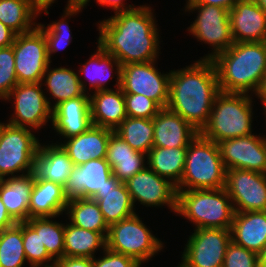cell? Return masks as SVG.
Here are the masks:
<instances>
[{
	"mask_svg": "<svg viewBox=\"0 0 266 267\" xmlns=\"http://www.w3.org/2000/svg\"><path fill=\"white\" fill-rule=\"evenodd\" d=\"M150 5H138L98 21L97 42L113 55L121 66L158 60L160 30Z\"/></svg>",
	"mask_w": 266,
	"mask_h": 267,
	"instance_id": "cell-1",
	"label": "cell"
},
{
	"mask_svg": "<svg viewBox=\"0 0 266 267\" xmlns=\"http://www.w3.org/2000/svg\"><path fill=\"white\" fill-rule=\"evenodd\" d=\"M220 92L213 61L198 59L186 67L171 70L167 108L200 132Z\"/></svg>",
	"mask_w": 266,
	"mask_h": 267,
	"instance_id": "cell-2",
	"label": "cell"
},
{
	"mask_svg": "<svg viewBox=\"0 0 266 267\" xmlns=\"http://www.w3.org/2000/svg\"><path fill=\"white\" fill-rule=\"evenodd\" d=\"M212 61L221 92L259 95L266 79V42L234 43Z\"/></svg>",
	"mask_w": 266,
	"mask_h": 267,
	"instance_id": "cell-3",
	"label": "cell"
},
{
	"mask_svg": "<svg viewBox=\"0 0 266 267\" xmlns=\"http://www.w3.org/2000/svg\"><path fill=\"white\" fill-rule=\"evenodd\" d=\"M175 214L185 217L193 229H231L235 209L225 188L177 190Z\"/></svg>",
	"mask_w": 266,
	"mask_h": 267,
	"instance_id": "cell-4",
	"label": "cell"
},
{
	"mask_svg": "<svg viewBox=\"0 0 266 267\" xmlns=\"http://www.w3.org/2000/svg\"><path fill=\"white\" fill-rule=\"evenodd\" d=\"M253 95L220 92L213 103L207 124L199 132L218 143L253 134Z\"/></svg>",
	"mask_w": 266,
	"mask_h": 267,
	"instance_id": "cell-5",
	"label": "cell"
},
{
	"mask_svg": "<svg viewBox=\"0 0 266 267\" xmlns=\"http://www.w3.org/2000/svg\"><path fill=\"white\" fill-rule=\"evenodd\" d=\"M225 177L218 144L198 133L187 147L184 172L177 190L224 188Z\"/></svg>",
	"mask_w": 266,
	"mask_h": 267,
	"instance_id": "cell-6",
	"label": "cell"
},
{
	"mask_svg": "<svg viewBox=\"0 0 266 267\" xmlns=\"http://www.w3.org/2000/svg\"><path fill=\"white\" fill-rule=\"evenodd\" d=\"M140 216L122 219L108 228L106 248L130 256L144 265L158 252L163 251L164 243L156 237Z\"/></svg>",
	"mask_w": 266,
	"mask_h": 267,
	"instance_id": "cell-7",
	"label": "cell"
},
{
	"mask_svg": "<svg viewBox=\"0 0 266 267\" xmlns=\"http://www.w3.org/2000/svg\"><path fill=\"white\" fill-rule=\"evenodd\" d=\"M29 128L0 122V178L34 172L40 141Z\"/></svg>",
	"mask_w": 266,
	"mask_h": 267,
	"instance_id": "cell-8",
	"label": "cell"
},
{
	"mask_svg": "<svg viewBox=\"0 0 266 267\" xmlns=\"http://www.w3.org/2000/svg\"><path fill=\"white\" fill-rule=\"evenodd\" d=\"M184 10L188 14L197 11L196 19L187 28L189 35L191 33L197 41L211 47V52L200 59L212 60L234 44L228 9L207 4H186Z\"/></svg>",
	"mask_w": 266,
	"mask_h": 267,
	"instance_id": "cell-9",
	"label": "cell"
},
{
	"mask_svg": "<svg viewBox=\"0 0 266 267\" xmlns=\"http://www.w3.org/2000/svg\"><path fill=\"white\" fill-rule=\"evenodd\" d=\"M41 82L18 83L3 101H12L13 113L6 123L36 132L52 123V108Z\"/></svg>",
	"mask_w": 266,
	"mask_h": 267,
	"instance_id": "cell-10",
	"label": "cell"
},
{
	"mask_svg": "<svg viewBox=\"0 0 266 267\" xmlns=\"http://www.w3.org/2000/svg\"><path fill=\"white\" fill-rule=\"evenodd\" d=\"M180 258L181 267H222L232 241L230 229H193Z\"/></svg>",
	"mask_w": 266,
	"mask_h": 267,
	"instance_id": "cell-11",
	"label": "cell"
},
{
	"mask_svg": "<svg viewBox=\"0 0 266 267\" xmlns=\"http://www.w3.org/2000/svg\"><path fill=\"white\" fill-rule=\"evenodd\" d=\"M157 60L146 63H129L121 68L123 93L142 94L166 108L169 101L170 75L161 73Z\"/></svg>",
	"mask_w": 266,
	"mask_h": 267,
	"instance_id": "cell-12",
	"label": "cell"
},
{
	"mask_svg": "<svg viewBox=\"0 0 266 267\" xmlns=\"http://www.w3.org/2000/svg\"><path fill=\"white\" fill-rule=\"evenodd\" d=\"M13 51L18 83L41 82L51 63L43 32L36 26L29 32L16 34Z\"/></svg>",
	"mask_w": 266,
	"mask_h": 267,
	"instance_id": "cell-13",
	"label": "cell"
},
{
	"mask_svg": "<svg viewBox=\"0 0 266 267\" xmlns=\"http://www.w3.org/2000/svg\"><path fill=\"white\" fill-rule=\"evenodd\" d=\"M224 188L235 212L266 211V174L227 169Z\"/></svg>",
	"mask_w": 266,
	"mask_h": 267,
	"instance_id": "cell-14",
	"label": "cell"
},
{
	"mask_svg": "<svg viewBox=\"0 0 266 267\" xmlns=\"http://www.w3.org/2000/svg\"><path fill=\"white\" fill-rule=\"evenodd\" d=\"M125 184L134 207L137 203L145 207H155V209L167 206L171 212L176 213V185L170 180L159 176L148 166L136 173Z\"/></svg>",
	"mask_w": 266,
	"mask_h": 267,
	"instance_id": "cell-15",
	"label": "cell"
},
{
	"mask_svg": "<svg viewBox=\"0 0 266 267\" xmlns=\"http://www.w3.org/2000/svg\"><path fill=\"white\" fill-rule=\"evenodd\" d=\"M255 133L218 142L225 169H242L266 174V137Z\"/></svg>",
	"mask_w": 266,
	"mask_h": 267,
	"instance_id": "cell-16",
	"label": "cell"
},
{
	"mask_svg": "<svg viewBox=\"0 0 266 267\" xmlns=\"http://www.w3.org/2000/svg\"><path fill=\"white\" fill-rule=\"evenodd\" d=\"M90 96H79L61 102L52 109L51 129L63 140L77 136L92 126ZM62 138V139H61Z\"/></svg>",
	"mask_w": 266,
	"mask_h": 267,
	"instance_id": "cell-17",
	"label": "cell"
},
{
	"mask_svg": "<svg viewBox=\"0 0 266 267\" xmlns=\"http://www.w3.org/2000/svg\"><path fill=\"white\" fill-rule=\"evenodd\" d=\"M96 43V51L90 55L85 63H81L80 69L78 70V74L82 73L84 75V79L82 80L79 77V81L86 94H90L89 91L96 92L112 89L107 85L115 76L116 83L114 89L121 87V63L113 55L108 54L98 42Z\"/></svg>",
	"mask_w": 266,
	"mask_h": 267,
	"instance_id": "cell-18",
	"label": "cell"
},
{
	"mask_svg": "<svg viewBox=\"0 0 266 267\" xmlns=\"http://www.w3.org/2000/svg\"><path fill=\"white\" fill-rule=\"evenodd\" d=\"M113 175L112 168L105 158L91 159L74 166L64 187L68 199L91 198L97 190L107 184Z\"/></svg>",
	"mask_w": 266,
	"mask_h": 267,
	"instance_id": "cell-19",
	"label": "cell"
},
{
	"mask_svg": "<svg viewBox=\"0 0 266 267\" xmlns=\"http://www.w3.org/2000/svg\"><path fill=\"white\" fill-rule=\"evenodd\" d=\"M229 17L234 43L266 42V13L255 0H239Z\"/></svg>",
	"mask_w": 266,
	"mask_h": 267,
	"instance_id": "cell-20",
	"label": "cell"
},
{
	"mask_svg": "<svg viewBox=\"0 0 266 267\" xmlns=\"http://www.w3.org/2000/svg\"><path fill=\"white\" fill-rule=\"evenodd\" d=\"M153 147H188L199 131L180 115L162 108L153 118Z\"/></svg>",
	"mask_w": 266,
	"mask_h": 267,
	"instance_id": "cell-21",
	"label": "cell"
},
{
	"mask_svg": "<svg viewBox=\"0 0 266 267\" xmlns=\"http://www.w3.org/2000/svg\"><path fill=\"white\" fill-rule=\"evenodd\" d=\"M91 199L98 203L108 227L136 213L126 184L121 183L114 175L107 180V184L101 190H97Z\"/></svg>",
	"mask_w": 266,
	"mask_h": 267,
	"instance_id": "cell-22",
	"label": "cell"
},
{
	"mask_svg": "<svg viewBox=\"0 0 266 267\" xmlns=\"http://www.w3.org/2000/svg\"><path fill=\"white\" fill-rule=\"evenodd\" d=\"M113 130L92 125L87 131L60 143L67 152L74 166L81 165L91 159L106 157L108 141Z\"/></svg>",
	"mask_w": 266,
	"mask_h": 267,
	"instance_id": "cell-23",
	"label": "cell"
},
{
	"mask_svg": "<svg viewBox=\"0 0 266 267\" xmlns=\"http://www.w3.org/2000/svg\"><path fill=\"white\" fill-rule=\"evenodd\" d=\"M89 96L91 120L94 126L114 131L127 117L121 87L91 92Z\"/></svg>",
	"mask_w": 266,
	"mask_h": 267,
	"instance_id": "cell-24",
	"label": "cell"
},
{
	"mask_svg": "<svg viewBox=\"0 0 266 267\" xmlns=\"http://www.w3.org/2000/svg\"><path fill=\"white\" fill-rule=\"evenodd\" d=\"M51 142L46 145L40 143L35 157L34 175L64 186L74 164L60 144Z\"/></svg>",
	"mask_w": 266,
	"mask_h": 267,
	"instance_id": "cell-25",
	"label": "cell"
},
{
	"mask_svg": "<svg viewBox=\"0 0 266 267\" xmlns=\"http://www.w3.org/2000/svg\"><path fill=\"white\" fill-rule=\"evenodd\" d=\"M232 241L256 254L266 245V211L235 212Z\"/></svg>",
	"mask_w": 266,
	"mask_h": 267,
	"instance_id": "cell-26",
	"label": "cell"
},
{
	"mask_svg": "<svg viewBox=\"0 0 266 267\" xmlns=\"http://www.w3.org/2000/svg\"><path fill=\"white\" fill-rule=\"evenodd\" d=\"M105 159L112 173L121 183H125L147 166V155L131 148L114 131L108 141Z\"/></svg>",
	"mask_w": 266,
	"mask_h": 267,
	"instance_id": "cell-27",
	"label": "cell"
},
{
	"mask_svg": "<svg viewBox=\"0 0 266 267\" xmlns=\"http://www.w3.org/2000/svg\"><path fill=\"white\" fill-rule=\"evenodd\" d=\"M68 200L62 185L35 177L29 202V219L59 215L63 217Z\"/></svg>",
	"mask_w": 266,
	"mask_h": 267,
	"instance_id": "cell-28",
	"label": "cell"
},
{
	"mask_svg": "<svg viewBox=\"0 0 266 267\" xmlns=\"http://www.w3.org/2000/svg\"><path fill=\"white\" fill-rule=\"evenodd\" d=\"M34 172L3 179L0 183V198L10 216L18 223L29 219V202Z\"/></svg>",
	"mask_w": 266,
	"mask_h": 267,
	"instance_id": "cell-29",
	"label": "cell"
},
{
	"mask_svg": "<svg viewBox=\"0 0 266 267\" xmlns=\"http://www.w3.org/2000/svg\"><path fill=\"white\" fill-rule=\"evenodd\" d=\"M79 77L78 72L70 67L51 68V63L47 66L41 84L45 86L46 92H49L50 97L46 95V98L52 109L63 101L79 96H89L84 92Z\"/></svg>",
	"mask_w": 266,
	"mask_h": 267,
	"instance_id": "cell-30",
	"label": "cell"
},
{
	"mask_svg": "<svg viewBox=\"0 0 266 267\" xmlns=\"http://www.w3.org/2000/svg\"><path fill=\"white\" fill-rule=\"evenodd\" d=\"M100 249V250H99ZM106 249V237L99 232L64 223L63 257L94 258L96 251Z\"/></svg>",
	"mask_w": 266,
	"mask_h": 267,
	"instance_id": "cell-31",
	"label": "cell"
},
{
	"mask_svg": "<svg viewBox=\"0 0 266 267\" xmlns=\"http://www.w3.org/2000/svg\"><path fill=\"white\" fill-rule=\"evenodd\" d=\"M186 153L187 147H152L147 154V166L177 186L184 172Z\"/></svg>",
	"mask_w": 266,
	"mask_h": 267,
	"instance_id": "cell-32",
	"label": "cell"
},
{
	"mask_svg": "<svg viewBox=\"0 0 266 267\" xmlns=\"http://www.w3.org/2000/svg\"><path fill=\"white\" fill-rule=\"evenodd\" d=\"M66 219L76 227L108 234V225L105 223L98 203L91 198L69 199L66 207Z\"/></svg>",
	"mask_w": 266,
	"mask_h": 267,
	"instance_id": "cell-33",
	"label": "cell"
},
{
	"mask_svg": "<svg viewBox=\"0 0 266 267\" xmlns=\"http://www.w3.org/2000/svg\"><path fill=\"white\" fill-rule=\"evenodd\" d=\"M39 16L30 0H0V22L16 34L33 30Z\"/></svg>",
	"mask_w": 266,
	"mask_h": 267,
	"instance_id": "cell-34",
	"label": "cell"
},
{
	"mask_svg": "<svg viewBox=\"0 0 266 267\" xmlns=\"http://www.w3.org/2000/svg\"><path fill=\"white\" fill-rule=\"evenodd\" d=\"M131 148L145 155L153 147V119L126 117L114 130Z\"/></svg>",
	"mask_w": 266,
	"mask_h": 267,
	"instance_id": "cell-35",
	"label": "cell"
},
{
	"mask_svg": "<svg viewBox=\"0 0 266 267\" xmlns=\"http://www.w3.org/2000/svg\"><path fill=\"white\" fill-rule=\"evenodd\" d=\"M82 7H65L61 19L52 21L51 23H37V27L43 32L47 44V53L49 61L52 63V55L56 54L72 42L73 36L69 26V20L82 12Z\"/></svg>",
	"mask_w": 266,
	"mask_h": 267,
	"instance_id": "cell-36",
	"label": "cell"
},
{
	"mask_svg": "<svg viewBox=\"0 0 266 267\" xmlns=\"http://www.w3.org/2000/svg\"><path fill=\"white\" fill-rule=\"evenodd\" d=\"M22 238L29 267H53L55 260L40 240V217L22 222Z\"/></svg>",
	"mask_w": 266,
	"mask_h": 267,
	"instance_id": "cell-37",
	"label": "cell"
},
{
	"mask_svg": "<svg viewBox=\"0 0 266 267\" xmlns=\"http://www.w3.org/2000/svg\"><path fill=\"white\" fill-rule=\"evenodd\" d=\"M27 263L22 222L0 231V267H24Z\"/></svg>",
	"mask_w": 266,
	"mask_h": 267,
	"instance_id": "cell-38",
	"label": "cell"
},
{
	"mask_svg": "<svg viewBox=\"0 0 266 267\" xmlns=\"http://www.w3.org/2000/svg\"><path fill=\"white\" fill-rule=\"evenodd\" d=\"M60 217H40V240L48 254L56 261L64 253V223L56 221Z\"/></svg>",
	"mask_w": 266,
	"mask_h": 267,
	"instance_id": "cell-39",
	"label": "cell"
},
{
	"mask_svg": "<svg viewBox=\"0 0 266 267\" xmlns=\"http://www.w3.org/2000/svg\"><path fill=\"white\" fill-rule=\"evenodd\" d=\"M17 84L13 45L0 48V100L3 101Z\"/></svg>",
	"mask_w": 266,
	"mask_h": 267,
	"instance_id": "cell-40",
	"label": "cell"
},
{
	"mask_svg": "<svg viewBox=\"0 0 266 267\" xmlns=\"http://www.w3.org/2000/svg\"><path fill=\"white\" fill-rule=\"evenodd\" d=\"M128 117L153 119L162 107L154 100L142 95L124 93Z\"/></svg>",
	"mask_w": 266,
	"mask_h": 267,
	"instance_id": "cell-41",
	"label": "cell"
},
{
	"mask_svg": "<svg viewBox=\"0 0 266 267\" xmlns=\"http://www.w3.org/2000/svg\"><path fill=\"white\" fill-rule=\"evenodd\" d=\"M222 267H259L258 254L231 241Z\"/></svg>",
	"mask_w": 266,
	"mask_h": 267,
	"instance_id": "cell-42",
	"label": "cell"
},
{
	"mask_svg": "<svg viewBox=\"0 0 266 267\" xmlns=\"http://www.w3.org/2000/svg\"><path fill=\"white\" fill-rule=\"evenodd\" d=\"M102 254L101 257L93 258V267H142V264L134 258L107 248L102 251Z\"/></svg>",
	"mask_w": 266,
	"mask_h": 267,
	"instance_id": "cell-43",
	"label": "cell"
},
{
	"mask_svg": "<svg viewBox=\"0 0 266 267\" xmlns=\"http://www.w3.org/2000/svg\"><path fill=\"white\" fill-rule=\"evenodd\" d=\"M53 267H93V258L62 257L54 262Z\"/></svg>",
	"mask_w": 266,
	"mask_h": 267,
	"instance_id": "cell-44",
	"label": "cell"
},
{
	"mask_svg": "<svg viewBox=\"0 0 266 267\" xmlns=\"http://www.w3.org/2000/svg\"><path fill=\"white\" fill-rule=\"evenodd\" d=\"M124 1L126 0H96V4H98V6H102V8L109 7L110 10L114 11V13L120 12V11H128L136 7L135 4L127 5L126 3L125 5Z\"/></svg>",
	"mask_w": 266,
	"mask_h": 267,
	"instance_id": "cell-45",
	"label": "cell"
},
{
	"mask_svg": "<svg viewBox=\"0 0 266 267\" xmlns=\"http://www.w3.org/2000/svg\"><path fill=\"white\" fill-rule=\"evenodd\" d=\"M239 0H186V4H207L225 9H232Z\"/></svg>",
	"mask_w": 266,
	"mask_h": 267,
	"instance_id": "cell-46",
	"label": "cell"
},
{
	"mask_svg": "<svg viewBox=\"0 0 266 267\" xmlns=\"http://www.w3.org/2000/svg\"><path fill=\"white\" fill-rule=\"evenodd\" d=\"M16 33L0 22V48L13 45Z\"/></svg>",
	"mask_w": 266,
	"mask_h": 267,
	"instance_id": "cell-47",
	"label": "cell"
},
{
	"mask_svg": "<svg viewBox=\"0 0 266 267\" xmlns=\"http://www.w3.org/2000/svg\"><path fill=\"white\" fill-rule=\"evenodd\" d=\"M17 222L10 216L4 203L0 198V231L13 226Z\"/></svg>",
	"mask_w": 266,
	"mask_h": 267,
	"instance_id": "cell-48",
	"label": "cell"
},
{
	"mask_svg": "<svg viewBox=\"0 0 266 267\" xmlns=\"http://www.w3.org/2000/svg\"><path fill=\"white\" fill-rule=\"evenodd\" d=\"M55 1L57 0H30L31 5L39 14L45 13L47 15L49 14L48 9L56 3Z\"/></svg>",
	"mask_w": 266,
	"mask_h": 267,
	"instance_id": "cell-49",
	"label": "cell"
},
{
	"mask_svg": "<svg viewBox=\"0 0 266 267\" xmlns=\"http://www.w3.org/2000/svg\"><path fill=\"white\" fill-rule=\"evenodd\" d=\"M90 0H67L65 7H82L87 8Z\"/></svg>",
	"mask_w": 266,
	"mask_h": 267,
	"instance_id": "cell-50",
	"label": "cell"
},
{
	"mask_svg": "<svg viewBox=\"0 0 266 267\" xmlns=\"http://www.w3.org/2000/svg\"><path fill=\"white\" fill-rule=\"evenodd\" d=\"M258 99H260L261 104L263 105V114L265 115L264 117H266V79L264 81L263 87L259 93V95L256 97Z\"/></svg>",
	"mask_w": 266,
	"mask_h": 267,
	"instance_id": "cell-51",
	"label": "cell"
},
{
	"mask_svg": "<svg viewBox=\"0 0 266 267\" xmlns=\"http://www.w3.org/2000/svg\"><path fill=\"white\" fill-rule=\"evenodd\" d=\"M258 259H259V267H266V245L258 254Z\"/></svg>",
	"mask_w": 266,
	"mask_h": 267,
	"instance_id": "cell-52",
	"label": "cell"
},
{
	"mask_svg": "<svg viewBox=\"0 0 266 267\" xmlns=\"http://www.w3.org/2000/svg\"><path fill=\"white\" fill-rule=\"evenodd\" d=\"M255 2L261 7V9L266 13V0H255Z\"/></svg>",
	"mask_w": 266,
	"mask_h": 267,
	"instance_id": "cell-53",
	"label": "cell"
}]
</instances>
